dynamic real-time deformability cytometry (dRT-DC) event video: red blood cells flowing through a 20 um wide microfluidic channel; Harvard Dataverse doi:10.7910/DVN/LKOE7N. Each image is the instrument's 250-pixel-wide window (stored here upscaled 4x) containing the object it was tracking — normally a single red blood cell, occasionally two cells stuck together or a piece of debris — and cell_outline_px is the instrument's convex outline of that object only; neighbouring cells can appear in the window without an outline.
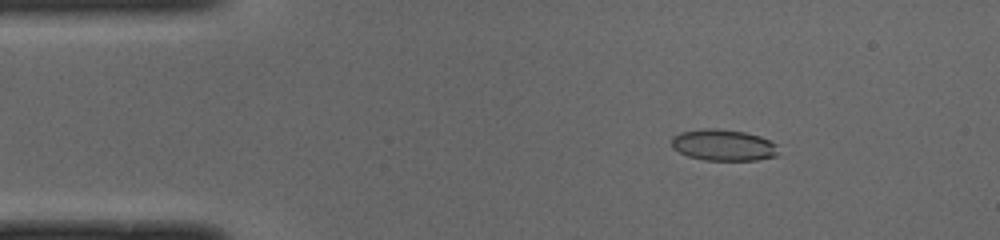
{"species": "common noctule bat (a hibernating species)", "species_latin": "Nyctalus noctula", "temperature_condition": "cold", "stored_images_in_passage": 46, "camera_frame_rate_fps": 3000, "um_per_image_px": 0.085, "animal": {"sex": "male", "body_mass_g": 19.0, "forearm_length_mm": 50.8}, "frame": {"image": 1, "passage_image": 3, "time_ms": 0.667, "image_size_px": [1000, 240], "cell_outline_px": [[776, 156], [756, 160], [704, 160], [688, 156], [672, 148], [672, 136], [680, 132], [704, 128], [720, 128], [744, 132], [760, 136], [776, 144]], "centroid_in_image_um": [61.45, 12.32], "position_along_channel_um": 23.6, "area_um2": 19.48}}
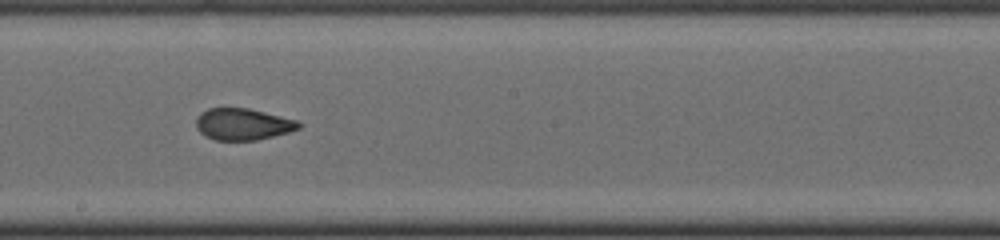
{"frame": {"image": 2, "passage_image": 23, "time_ms": 7.333, "image_size_px": [1000, 240], "cell_outline_px": [[300, 128], [288, 132], [256, 140], [216, 140], [200, 132], [196, 128], [196, 120], [200, 112], [208, 108], [248, 108], [296, 120], [300, 124]], "centroid_in_image_um": [20.61, 10.55], "position_along_channel_um": 227.6, "area_um2": 18.67}}
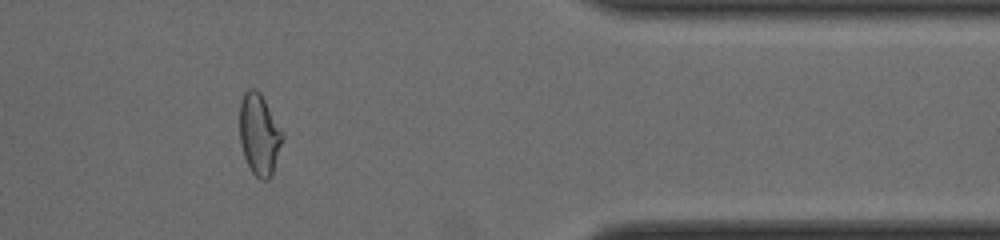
{"frame": {"image": 3, "passage_image": 37, "time_ms": 12.0, "image_size_px": [1000, 240], "cell_outline_px": [[284, 140], [272, 176], [268, 180], [260, 180], [252, 172], [244, 156], [240, 144], [240, 100], [244, 92], [248, 88], [256, 88], [260, 92], [284, 132]], "centroid_in_image_um": [22.06, 11.43], "position_along_channel_um": 389.3, "area_um2": 20.75}, "authors_computed_cell_mechanics": {"area_um2": 20.0277, "velocity_mm_per_s": 3.9861, "shape_relaxation_time_tau1_ms": null, "shape_relaxation_time_tau2_ms": 1.1577, "deformation_change_tau1": null, "deformation_change_tau2": 0.0763}}